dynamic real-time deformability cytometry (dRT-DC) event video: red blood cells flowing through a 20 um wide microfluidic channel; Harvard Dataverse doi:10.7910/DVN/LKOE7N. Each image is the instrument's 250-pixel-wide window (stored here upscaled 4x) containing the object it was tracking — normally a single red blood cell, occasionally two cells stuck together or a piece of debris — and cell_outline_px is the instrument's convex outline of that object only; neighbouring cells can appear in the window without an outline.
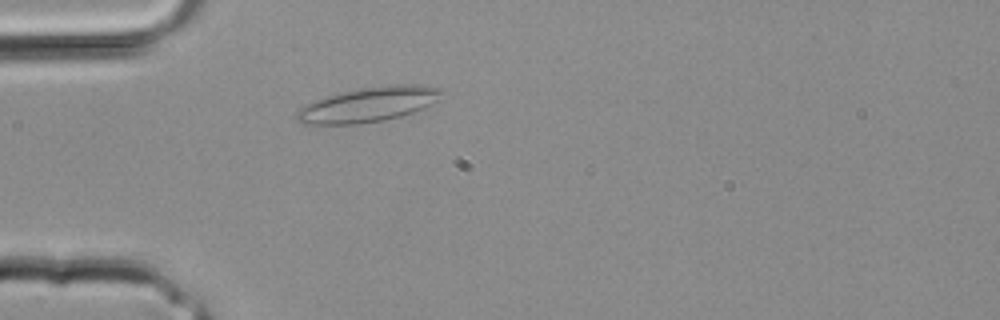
{"species": "common noctule bat (a hibernating species)", "species_latin": "Nyctalus noctula", "temperature_condition": "room temperature", "stored_images_in_passage": 28, "camera_frame_rate_fps": 3000, "um_per_image_px": 0.085, "animal": {"sex": "male", "body_mass_g": 20.4}, "frame": {"image": 1, "passage_image": 5, "time_ms": 1.333, "image_size_px": [1000, 320], "cell_outline_px": [[444, 88], [436, 100], [432, 104], [424, 108], [400, 116], [384, 120], [356, 124], [300, 124], [296, 120], [296, 112], [300, 108], [312, 100], [344, 92], [364, 88], [392, 84], [428, 84]], "centroid_in_image_um": [31.33, 8.88], "position_along_channel_um": 53.7, "area_um2": 29.36}}
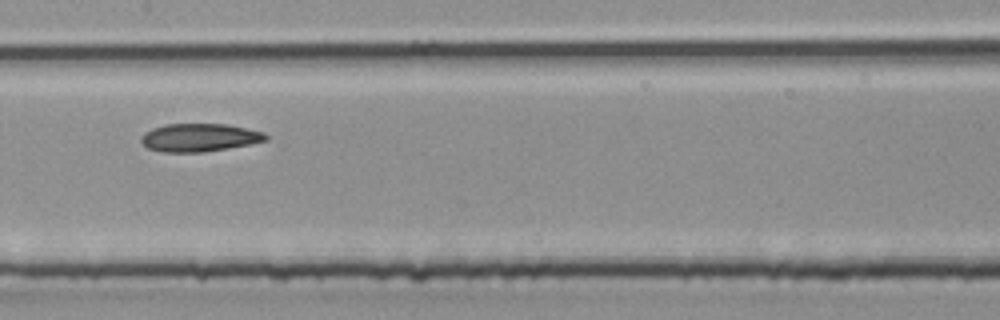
{"frame": {"image": 2, "passage_image": 12, "time_ms": 3.667, "image_size_px": [1000, 320], "cell_outline_px": [[268, 140], [228, 148], [204, 152], [160, 152], [148, 148], [140, 140], [140, 136], [144, 132], [152, 128], [164, 124], [224, 124], [264, 132], [268, 136]], "centroid_in_image_um": [16.91, 11.69], "position_along_channel_um": 190.5, "area_um2": 20.35}}
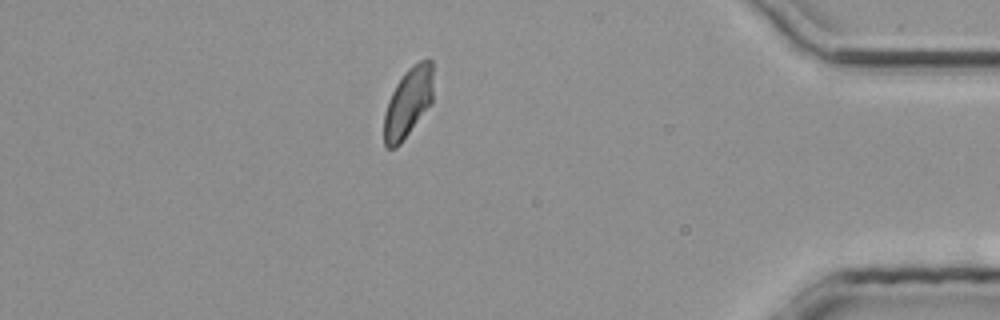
{"frame": {"image": 3, "passage_image": 24, "time_ms": 7.667, "image_size_px": [1000, 320], "cell_outline_px": [[432, 104], [400, 144], [396, 148], [384, 148], [384, 112], [388, 100], [396, 84], [404, 72], [412, 64], [420, 60], [432, 60]], "centroid_in_image_um": [34.68, 8.73], "position_along_channel_um": 400.5, "area_um2": 20.11}}